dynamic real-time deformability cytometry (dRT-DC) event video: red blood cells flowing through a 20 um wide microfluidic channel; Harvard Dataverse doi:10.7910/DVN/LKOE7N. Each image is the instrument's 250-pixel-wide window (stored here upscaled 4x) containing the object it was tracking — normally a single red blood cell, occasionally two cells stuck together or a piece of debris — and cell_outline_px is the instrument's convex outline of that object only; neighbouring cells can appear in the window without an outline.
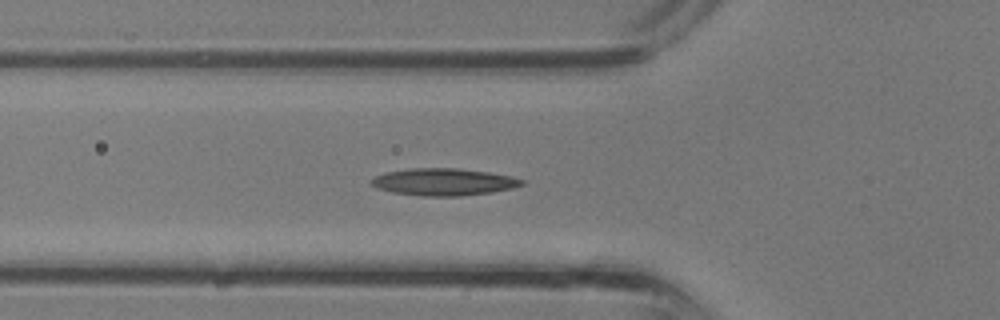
{"species": "common noctule bat (a hibernating species)", "species_latin": "Nyctalus noctula", "temperature_condition": "room temperature", "stored_images_in_passage": 35, "camera_frame_rate_fps": 3000, "um_per_image_px": 0.085, "animal": {"sex": "male", "body_mass_g": 13.3}, "frame": {"image": 1, "passage_image": 11, "time_ms": 3.333, "image_size_px": [1000, 320], "cell_outline_px": [[524, 184], [512, 188], [492, 192], [460, 196], [420, 196], [392, 192], [376, 188], [368, 180], [384, 172], [412, 168], [456, 168], [488, 172], [512, 176], [524, 180]], "centroid_in_image_um": [37.69, 15.46], "position_along_channel_um": 88.1, "area_um2": 23.87}}
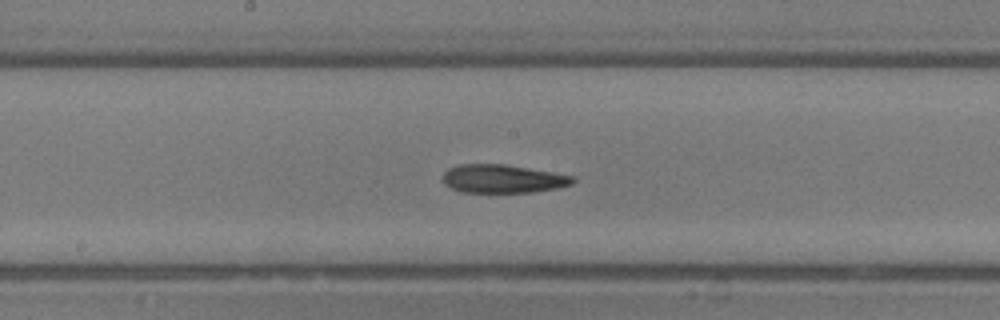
{"frame": {"image": 2, "passage_image": 17, "time_ms": 5.333, "image_size_px": [1000, 320], "cell_outline_px": [[576, 180], [572, 184], [560, 188], [532, 192], [464, 192], [452, 188], [444, 184], [440, 180], [444, 172], [448, 168], [460, 164], [504, 164], [576, 176]], "centroid_in_image_um": [42.74, 15.19], "position_along_channel_um": 205.5, "area_um2": 21.68}}
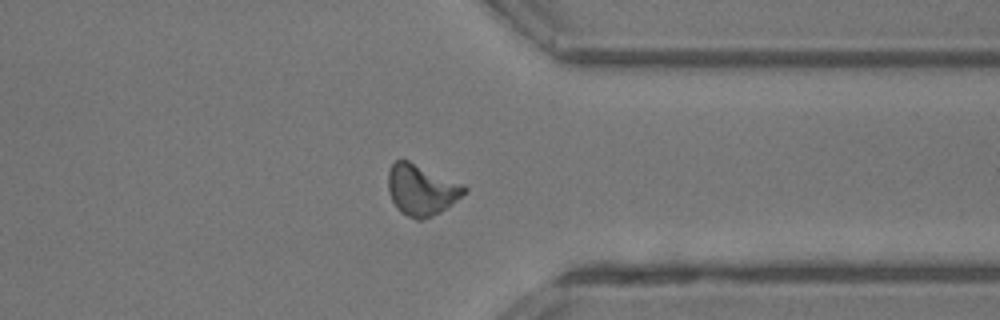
{"frame": {"image": 3, "passage_image": 26, "time_ms": 8.333, "image_size_px": [1000, 320], "cell_outline_px": [[468, 192], [452, 204], [440, 212], [432, 216], [420, 220], [416, 220], [400, 212], [396, 208], [388, 192], [388, 172], [392, 164], [396, 160], [408, 160], [464, 184], [468, 188]], "centroid_in_image_um": [35.83, 16.14], "position_along_channel_um": 375.6, "area_um2": 22.77}}